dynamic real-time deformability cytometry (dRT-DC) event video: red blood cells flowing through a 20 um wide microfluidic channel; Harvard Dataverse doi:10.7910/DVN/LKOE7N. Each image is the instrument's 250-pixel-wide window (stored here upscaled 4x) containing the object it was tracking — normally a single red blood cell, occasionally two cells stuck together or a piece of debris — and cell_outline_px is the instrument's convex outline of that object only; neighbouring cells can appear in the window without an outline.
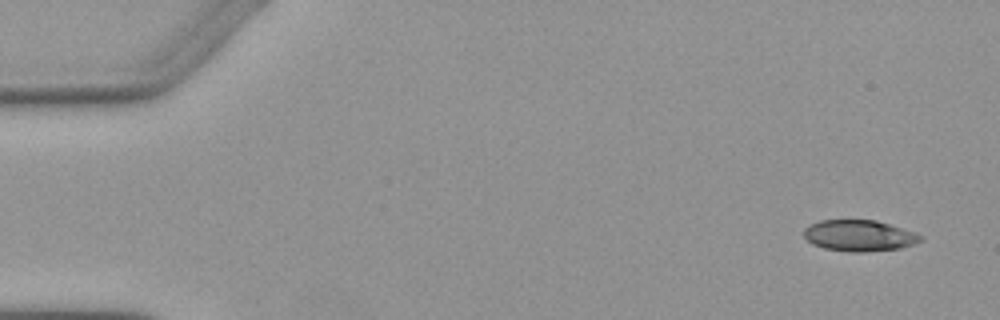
{"species": "Egyptian fruit bat (a non-hibernating species)", "species_latin": "Rousettus aegyptiacus", "temperature_condition": "warm", "stored_images_in_passage": 7, "camera_frame_rate_fps": 3000, "um_per_image_px": 0.085, "animal": {"sex": "female"}, "frame": {"image": 1, "passage_image": 1, "time_ms": 0.0, "image_size_px": [1000, 320], "cell_outline_px": [[924, 240], [900, 248], [868, 252], [848, 252], [824, 248], [812, 244], [804, 236], [804, 228], [820, 220], [876, 220], [916, 232], [924, 236]], "centroid_in_image_um": [73.07, 20.03], "position_along_channel_um": 11.9, "area_um2": 21.33}}
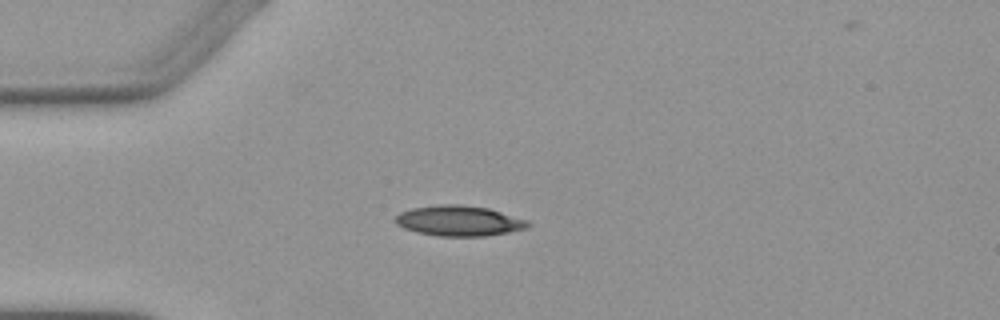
{"frame": {"image": 2, "passage_image": 4, "time_ms": 3.667, "image_size_px": [1000, 320], "cell_outline_px": [[532, 224], [528, 228], [508, 232], [484, 236], [440, 236], [416, 232], [404, 228], [396, 224], [396, 216], [400, 212], [412, 208], [440, 204], [460, 204], [488, 208], [528, 220]], "centroid_in_image_um": [39.03, 18.76], "position_along_channel_um": 46.0, "area_um2": 23.47}}
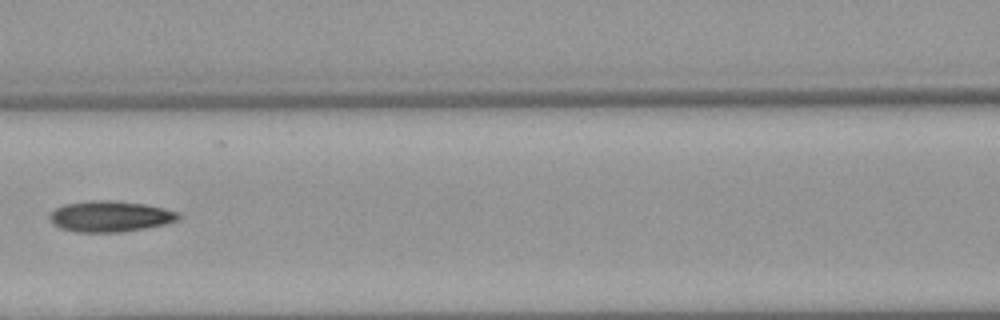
{"frame": {"image": 3, "passage_image": 7, "time_ms": 7.0, "image_size_px": [1000, 320], "cell_outline_px": [[180, 220], [168, 224], [120, 232], [76, 232], [60, 228], [52, 224], [48, 220], [48, 216], [56, 208], [64, 204], [92, 200], [108, 200], [144, 204], [164, 208], [180, 212]], "centroid_in_image_um": [9.37, 18.39], "position_along_channel_um": 157.2, "area_um2": 23.41}}